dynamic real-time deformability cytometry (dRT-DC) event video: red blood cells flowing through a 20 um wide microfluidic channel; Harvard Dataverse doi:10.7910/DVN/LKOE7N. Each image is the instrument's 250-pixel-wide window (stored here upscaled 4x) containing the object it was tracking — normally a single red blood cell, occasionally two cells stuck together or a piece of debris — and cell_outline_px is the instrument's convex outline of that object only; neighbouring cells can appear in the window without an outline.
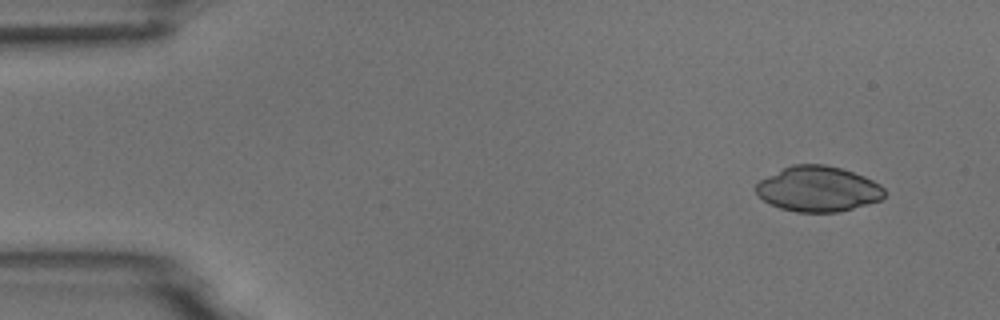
{"species": "common noctule bat (a hibernating species)", "species_latin": "Nyctalus noctula", "temperature_condition": "room temperature", "stored_images_in_passage": 5, "camera_frame_rate_fps": 3000, "um_per_image_px": 0.085, "animal": {"sex": "male", "body_mass_g": 18.8}, "frame": {"image": 1, "passage_image": 2, "time_ms": 1.333, "image_size_px": [1000, 320], "cell_outline_px": [[884, 196], [880, 200], [868, 204], [836, 212], [796, 212], [780, 208], [764, 200], [756, 192], [756, 184], [760, 180], [792, 164], [824, 164], [840, 168], [864, 176], [880, 184], [884, 188]], "centroid_in_image_um": [69.55, 16.06], "position_along_channel_um": 15.5, "area_um2": 33.64}}